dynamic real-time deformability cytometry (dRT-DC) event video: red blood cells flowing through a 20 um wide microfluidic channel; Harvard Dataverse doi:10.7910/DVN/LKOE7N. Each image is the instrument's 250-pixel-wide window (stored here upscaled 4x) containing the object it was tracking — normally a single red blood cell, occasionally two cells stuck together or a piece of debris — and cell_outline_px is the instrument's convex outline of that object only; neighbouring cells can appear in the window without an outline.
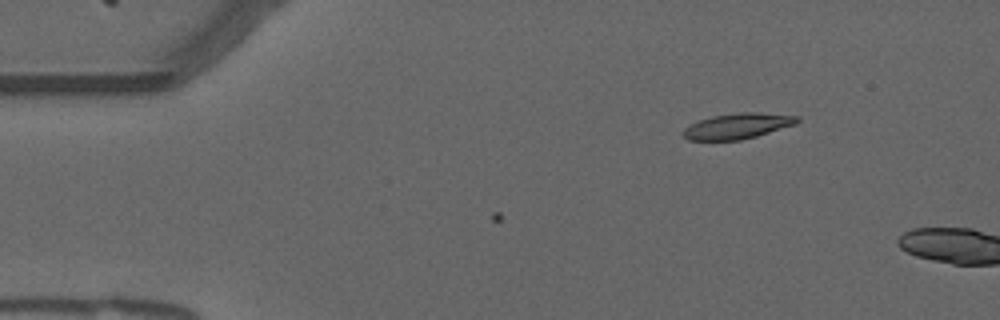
{"species": "common noctule bat (a hibernating species)", "species_latin": "Nyctalus noctula", "temperature_condition": "warm", "stored_images_in_passage": 3, "camera_frame_rate_fps": 3000, "um_per_image_px": 0.085, "animal": {"sex": "male", "forearm_length_mm": 52.5}, "frame": {"image": 1, "passage_image": 3, "time_ms": 0.667, "image_size_px": [1000, 320], "cell_outline_px": [[800, 120], [796, 124], [756, 136], [740, 140], [688, 140], [680, 132], [684, 128], [700, 120], [712, 116], [740, 112], [760, 112], [800, 116]], "centroid_in_image_um": [62.71, 10.71], "position_along_channel_um": 22.3, "area_um2": 16.99}}